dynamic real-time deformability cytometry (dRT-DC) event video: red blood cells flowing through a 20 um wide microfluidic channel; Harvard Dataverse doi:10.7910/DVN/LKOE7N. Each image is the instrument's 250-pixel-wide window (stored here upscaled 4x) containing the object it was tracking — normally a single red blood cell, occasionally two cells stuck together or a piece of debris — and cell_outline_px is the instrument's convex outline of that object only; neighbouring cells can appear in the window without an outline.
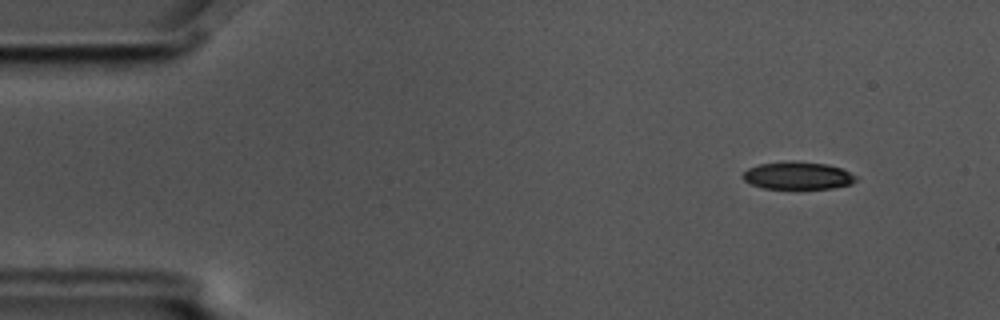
{"species": "common noctule bat (a hibernating species)", "species_latin": "Nyctalus noctula", "temperature_condition": "cold", "stored_images_in_passage": 7, "camera_frame_rate_fps": 3000, "um_per_image_px": 0.085, "animal": {"sex": "male", "body_mass_g": 17.5, "forearm_length_mm": 52.3}, "frame": {"image": 1, "passage_image": 2, "time_ms": 0.333, "image_size_px": [1000, 320], "cell_outline_px": [[856, 180], [852, 184], [832, 188], [764, 188], [752, 184], [744, 180], [740, 176], [748, 168], [760, 164], [788, 160], [796, 160], [828, 164], [840, 168], [856, 176]], "centroid_in_image_um": [67.79, 14.9], "position_along_channel_um": 17.2, "area_um2": 18.21}}
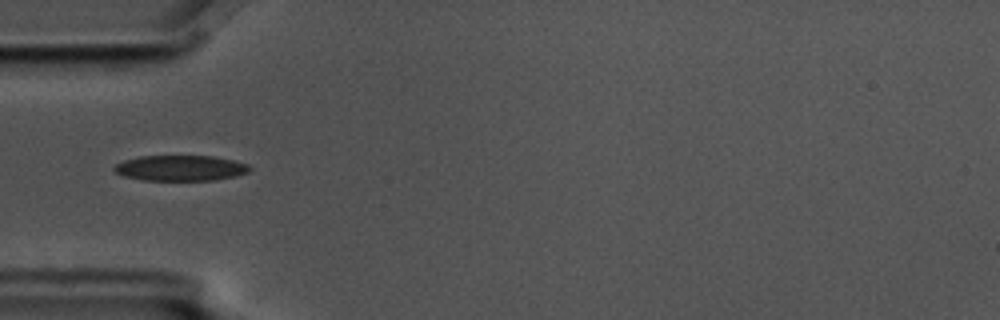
{"frame": {"image": 2, "passage_image": 5, "time_ms": 1.333, "image_size_px": [1000, 320], "cell_outline_px": [[252, 168], [248, 172], [236, 176], [216, 180], [144, 180], [124, 176], [116, 172], [112, 168], [116, 164], [124, 160], [140, 156], [212, 156], [232, 160], [248, 164]], "centroid_in_image_um": [15.35, 14.28], "position_along_channel_um": 69.6, "area_um2": 20.11}}